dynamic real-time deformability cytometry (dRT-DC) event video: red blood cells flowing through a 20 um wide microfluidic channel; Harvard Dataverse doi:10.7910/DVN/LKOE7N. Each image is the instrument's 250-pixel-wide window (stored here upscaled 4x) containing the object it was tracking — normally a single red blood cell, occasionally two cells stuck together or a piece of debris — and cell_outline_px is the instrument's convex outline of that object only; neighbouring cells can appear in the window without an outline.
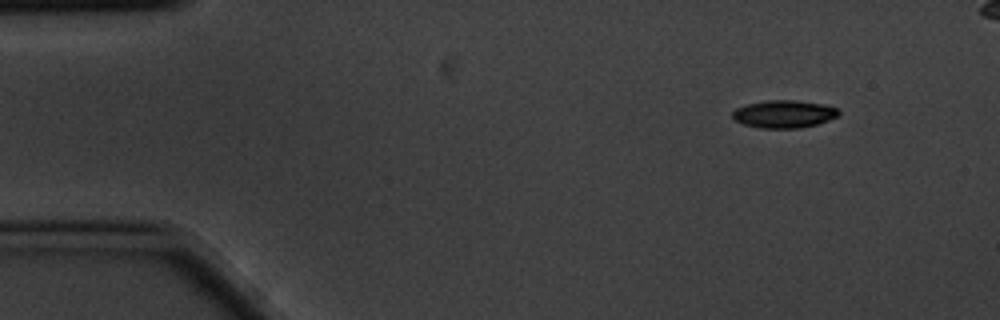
{"species": "common noctule bat (a hibernating species)", "species_latin": "Nyctalus noctula", "temperature_condition": "cold", "stored_images_in_passage": 5, "camera_frame_rate_fps": 3000, "um_per_image_px": 0.085, "animal": {"sex": "male", "body_mass_g": 20.1, "forearm_length_mm": 53.5}, "frame": {"image": 1, "passage_image": 1, "time_ms": 0.0, "image_size_px": [1000, 320], "cell_outline_px": [[840, 112], [836, 116], [828, 120], [816, 124], [800, 128], [760, 128], [744, 124], [732, 120], [732, 112], [736, 108], [744, 104], [768, 100], [796, 100], [824, 104], [836, 108]], "centroid_in_image_um": [66.58, 9.68], "position_along_channel_um": 18.4, "area_um2": 17.17}}